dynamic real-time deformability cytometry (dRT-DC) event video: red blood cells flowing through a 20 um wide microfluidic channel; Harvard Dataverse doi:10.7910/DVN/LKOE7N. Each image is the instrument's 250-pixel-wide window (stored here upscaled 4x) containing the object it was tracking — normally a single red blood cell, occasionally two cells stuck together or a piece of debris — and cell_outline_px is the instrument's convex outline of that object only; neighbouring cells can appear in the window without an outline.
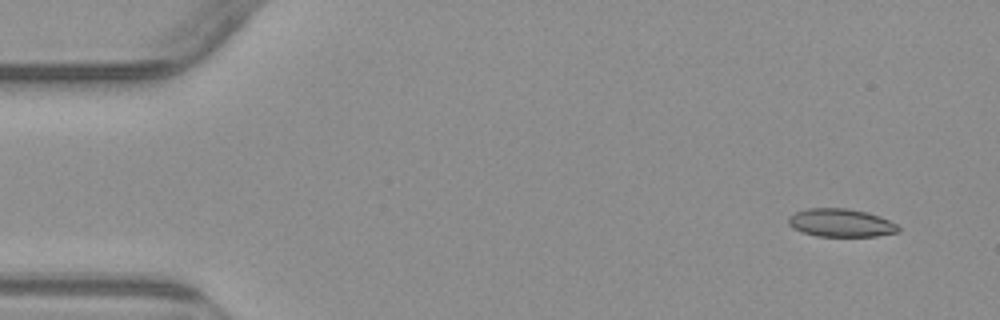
{"species": "common noctule bat (a hibernating species)", "species_latin": "Nyctalus noctula", "temperature_condition": "warm", "stored_images_in_passage": 5, "camera_frame_rate_fps": 3000, "um_per_image_px": 0.085, "animal": {"sex": "male", "body_mass_g": 23.1, "forearm_length_mm": 52.7}, "frame": {"image": 1, "passage_image": 1, "time_ms": 0.0, "image_size_px": [1000, 320], "cell_outline_px": [[900, 232], [876, 236], [816, 236], [800, 232], [792, 228], [788, 224], [788, 216], [796, 212], [808, 208], [848, 208], [868, 212], [880, 216], [896, 224], [900, 228]], "centroid_in_image_um": [71.46, 18.94], "position_along_channel_um": 13.5, "area_um2": 18.21}}
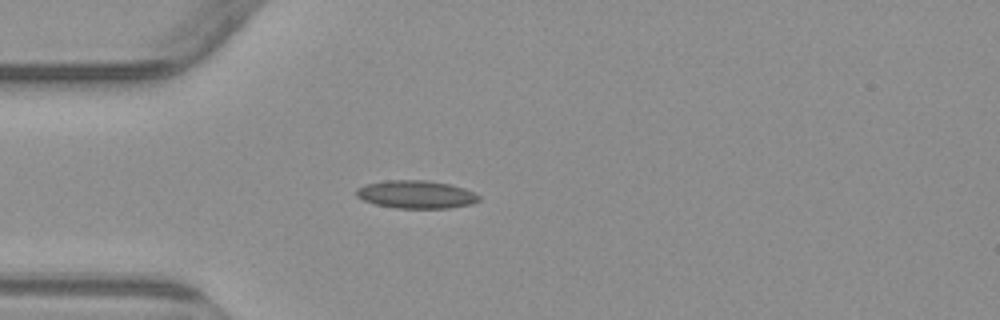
{"frame": {"image": 2, "passage_image": 4, "time_ms": 3.667, "image_size_px": [1000, 320], "cell_outline_px": [[480, 200], [472, 204], [448, 208], [396, 208], [376, 204], [364, 200], [356, 196], [356, 188], [368, 184], [384, 180], [424, 180], [448, 184], [464, 188], [480, 196]], "centroid_in_image_um": [35.37, 16.53], "position_along_channel_um": 49.6, "area_um2": 19.83}}